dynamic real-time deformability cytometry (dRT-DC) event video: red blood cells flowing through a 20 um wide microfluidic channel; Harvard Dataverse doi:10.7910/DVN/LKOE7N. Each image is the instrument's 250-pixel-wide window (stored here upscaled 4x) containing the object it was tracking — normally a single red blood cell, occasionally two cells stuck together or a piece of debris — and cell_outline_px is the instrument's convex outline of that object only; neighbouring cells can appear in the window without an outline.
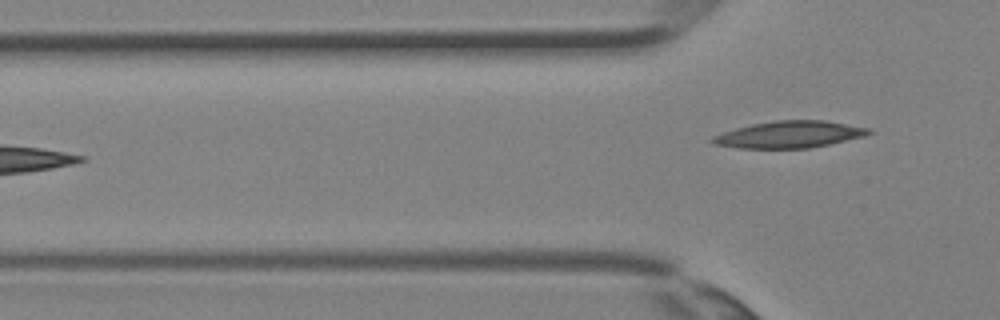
{"species": "Egyptian fruit bat (a non-hibernating species)", "species_latin": "Rousettus aegyptiacus", "temperature_condition": "room temperature", "stored_images_in_passage": 5, "camera_frame_rate_fps": 3000, "um_per_image_px": 0.085, "animal": {"sex": "female"}, "frame": {"image": 1, "passage_image": 5, "time_ms": 1.333, "image_size_px": [1000, 320], "cell_outline_px": [[876, 132], [864, 136], [828, 144], [808, 148], [740, 148], [712, 144], [708, 140], [712, 136], [736, 128], [752, 124], [776, 120], [824, 120], [872, 128]], "centroid_in_image_um": [67.11, 11.42], "position_along_channel_um": 58.7, "area_um2": 24.51}}